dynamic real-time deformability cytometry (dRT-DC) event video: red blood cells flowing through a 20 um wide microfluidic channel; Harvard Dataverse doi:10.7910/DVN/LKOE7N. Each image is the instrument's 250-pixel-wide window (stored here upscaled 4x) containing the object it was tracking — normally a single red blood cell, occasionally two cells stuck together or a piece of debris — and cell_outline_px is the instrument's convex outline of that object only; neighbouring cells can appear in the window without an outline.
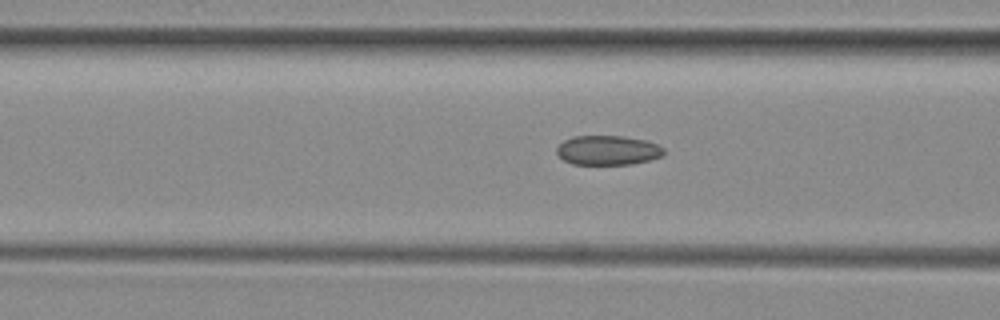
{"species": "common noctule bat (a hibernating species)", "species_latin": "Nyctalus noctula", "temperature_condition": "room temperature", "stored_images_in_passage": 30, "camera_frame_rate_fps": 3000, "um_per_image_px": 0.085, "animal": {"sex": "female", "body_mass_g": 29.2, "forearm_length_mm": 56.3}, "frame": {"image": 1, "passage_image": 10, "time_ms": 3.0, "image_size_px": [1000, 320], "cell_outline_px": [[664, 156], [632, 164], [572, 164], [564, 160], [556, 152], [556, 148], [564, 140], [572, 136], [624, 136], [644, 140], [656, 144], [664, 148]], "centroid_in_image_um": [51.66, 12.77], "position_along_channel_um": 114.9, "area_um2": 18.38}}
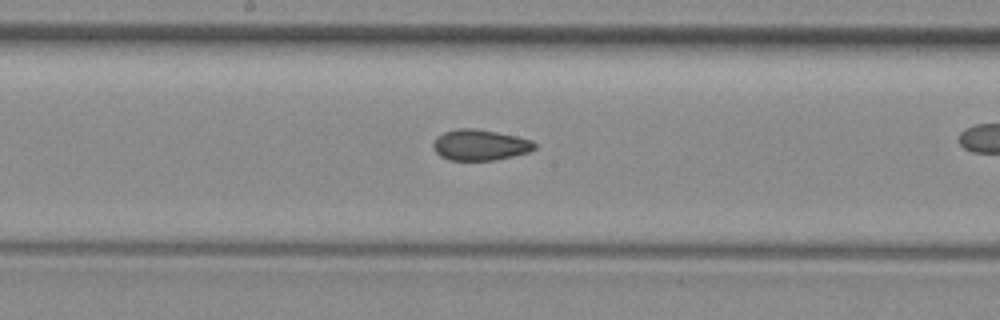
{"frame": {"image": 2, "passage_image": 17, "time_ms": 5.333, "image_size_px": [1000, 320], "cell_outline_px": [[536, 148], [528, 152], [496, 160], [448, 160], [440, 156], [432, 148], [432, 144], [436, 136], [444, 132], [456, 128], [476, 128], [516, 136], [532, 140], [536, 144]], "centroid_in_image_um": [40.77, 12.32], "position_along_channel_um": 207.4, "area_um2": 18.38}}
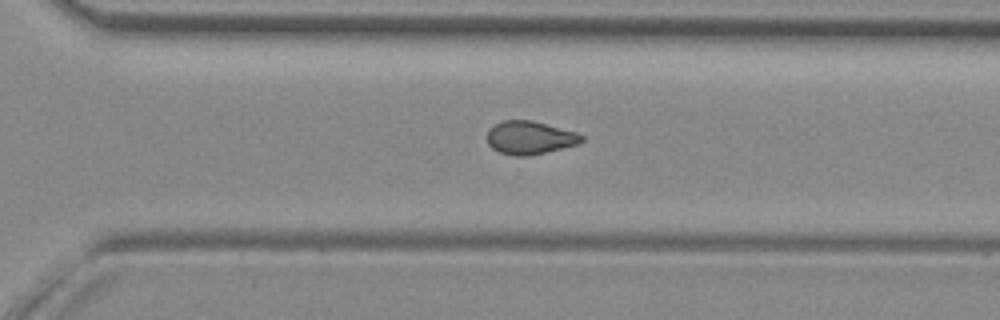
{"frame": {"image": 3, "passage_image": 26, "time_ms": 8.333, "image_size_px": [1000, 320], "cell_outline_px": [[584, 140], [580, 144], [528, 156], [516, 156], [500, 152], [492, 148], [488, 144], [488, 128], [504, 120], [532, 120], [576, 132], [584, 136]], "centroid_in_image_um": [45.05, 11.7], "position_along_channel_um": 325.5, "area_um2": 18.26}}